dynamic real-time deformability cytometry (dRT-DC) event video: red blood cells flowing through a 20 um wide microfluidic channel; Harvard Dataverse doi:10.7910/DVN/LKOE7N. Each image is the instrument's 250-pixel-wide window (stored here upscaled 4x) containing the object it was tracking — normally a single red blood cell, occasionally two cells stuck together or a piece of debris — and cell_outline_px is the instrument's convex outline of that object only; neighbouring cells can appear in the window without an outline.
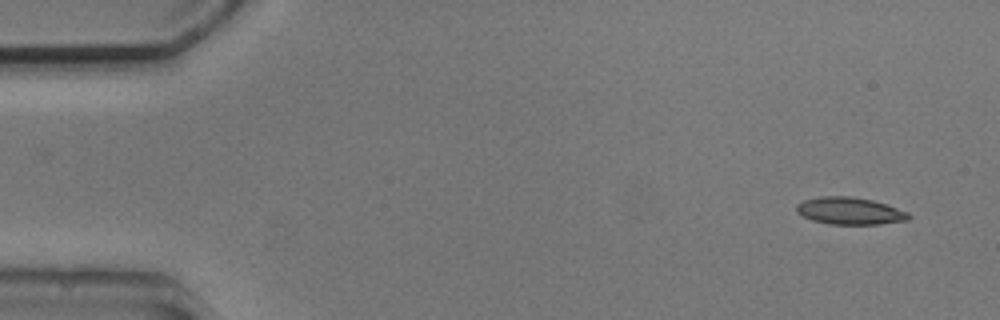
{"species": "common noctule bat (a hibernating species)", "species_latin": "Nyctalus noctula", "temperature_condition": "cold", "stored_images_in_passage": 3, "camera_frame_rate_fps": 3000, "um_per_image_px": 0.085, "animal": {"sex": "male", "body_mass_g": 20.5, "forearm_length_mm": 52.5}, "frame": {"image": 1, "passage_image": 3, "time_ms": 2.333, "image_size_px": [1000, 320], "cell_outline_px": [[912, 216], [908, 220], [880, 224], [828, 224], [812, 220], [796, 212], [796, 204], [804, 200], [820, 196], [852, 196], [872, 200], [908, 212]], "centroid_in_image_um": [72.22, 17.93], "position_along_channel_um": 12.8, "area_um2": 17.74}}